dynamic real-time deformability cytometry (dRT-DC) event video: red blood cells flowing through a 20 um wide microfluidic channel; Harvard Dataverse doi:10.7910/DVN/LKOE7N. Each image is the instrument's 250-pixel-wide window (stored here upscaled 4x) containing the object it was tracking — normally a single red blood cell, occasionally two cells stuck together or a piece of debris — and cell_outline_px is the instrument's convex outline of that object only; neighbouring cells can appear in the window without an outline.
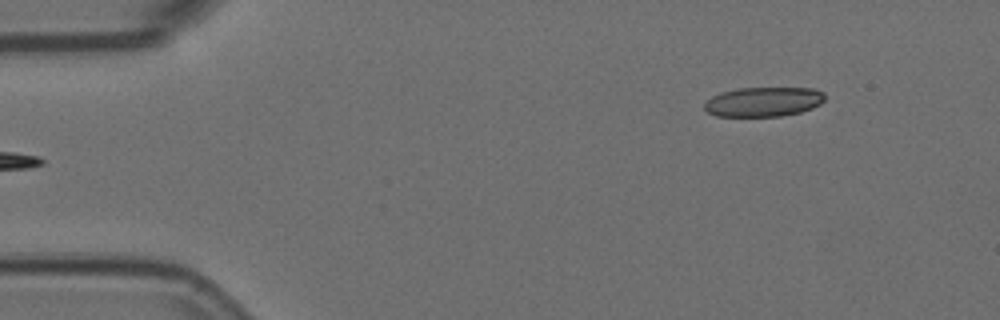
{"species": "Egyptian fruit bat (a non-hibernating species)", "species_latin": "Rousettus aegyptiacus", "temperature_condition": "room temperature", "stored_images_in_passage": 5, "camera_frame_rate_fps": 3000, "um_per_image_px": 0.085, "animal": {"sex": "female"}, "frame": {"image": 1, "passage_image": 5, "time_ms": 1.333, "image_size_px": [1000, 320], "cell_outline_px": [[824, 100], [820, 104], [812, 108], [800, 112], [780, 116], [716, 116], [708, 112], [704, 108], [704, 104], [712, 96], [720, 92], [736, 88], [816, 88], [824, 92]], "centroid_in_image_um": [64.9, 8.64], "position_along_channel_um": 20.1, "area_um2": 20.81}}